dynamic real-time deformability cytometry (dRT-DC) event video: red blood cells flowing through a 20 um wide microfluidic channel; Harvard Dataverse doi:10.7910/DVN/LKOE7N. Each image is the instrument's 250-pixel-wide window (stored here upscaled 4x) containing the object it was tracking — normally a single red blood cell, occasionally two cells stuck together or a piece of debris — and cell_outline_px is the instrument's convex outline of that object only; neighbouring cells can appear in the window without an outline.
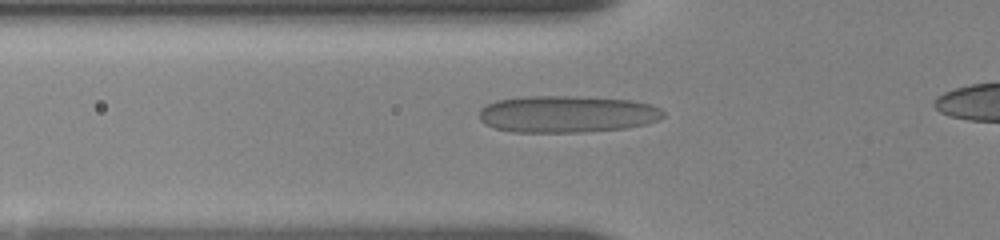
{"species": "human", "species_latin": "Homo sapiens", "temperature_condition": "room temperature", "stored_images_in_passage": 39, "camera_frame_rate_fps": 3000, "um_per_image_px": 0.085, "donor": {"sex": "female"}, "frame": {"image": 1, "passage_image": 2, "time_ms": 0.333, "image_size_px": [1000, 240], "cell_outline_px": [[664, 116], [656, 120], [644, 124], [624, 128], [584, 132], [512, 132], [496, 128], [480, 120], [480, 108], [496, 100], [524, 96], [572, 96], [628, 100], [652, 104], [660, 108], [664, 112]], "centroid_in_image_um": [48.18, 9.69], "position_along_channel_um": 77.6, "area_um2": 39.42}}
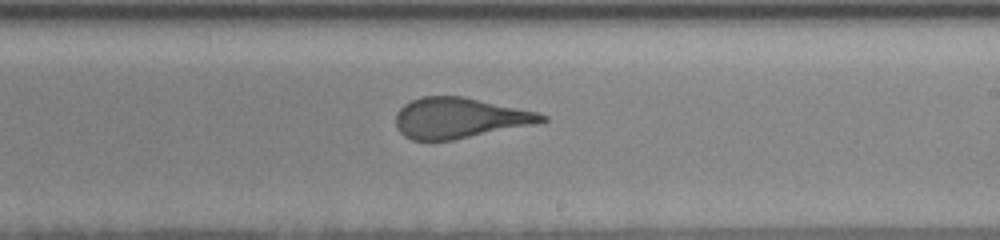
{"frame": {"image": 2, "passage_image": 18, "time_ms": 5.0, "image_size_px": [1000, 240], "cell_outline_px": [[548, 120], [536, 124], [452, 140], [412, 140], [404, 136], [396, 128], [396, 112], [404, 104], [420, 96], [460, 96], [536, 112], [548, 116]], "centroid_in_image_um": [39.02, 10.03], "position_along_channel_um": 250.0, "area_um2": 34.22}}
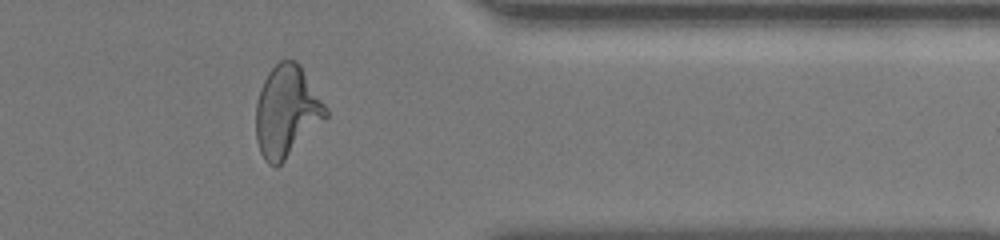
{"frame": {"image": 3, "passage_image": 33, "time_ms": 9.0, "image_size_px": [1000, 240], "cell_outline_px": [[328, 116], [276, 168], [268, 164], [264, 160], [260, 152], [256, 140], [256, 104], [260, 88], [268, 72], [280, 60], [296, 60], [300, 64], [328, 108]], "centroid_in_image_um": [24.36, 9.46], "position_along_channel_um": 387.0, "area_um2": 37.11}, "authors_computed_cell_mechanics": {"area_um2": 35.3736, "velocity_mm_per_s": 3.6749, "shape_relaxation_time_tau1_ms": 8.4921, "shape_relaxation_time_tau2_ms": 0.8022, "deformation_change_tau1": 0.2436, "deformation_change_tau2": 0.0943}}